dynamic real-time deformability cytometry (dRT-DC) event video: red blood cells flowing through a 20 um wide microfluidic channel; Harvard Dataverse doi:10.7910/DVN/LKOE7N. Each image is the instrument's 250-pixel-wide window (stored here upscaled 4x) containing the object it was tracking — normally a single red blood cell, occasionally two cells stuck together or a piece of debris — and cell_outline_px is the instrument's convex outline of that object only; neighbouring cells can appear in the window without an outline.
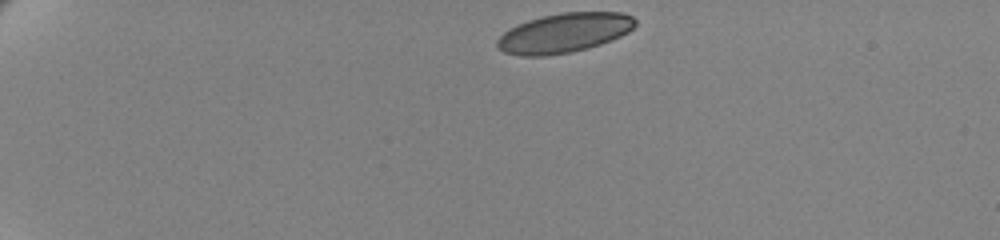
{"species": "human", "species_latin": "Homo sapiens", "temperature_condition": "cold", "stored_images_in_passage": 48, "camera_frame_rate_fps": 3000, "um_per_image_px": 0.085, "donor": {"sex": "female"}, "frame": {"image": 1, "passage_image": 1, "time_ms": 0.0, "image_size_px": [1000, 240], "cell_outline_px": [[636, 24], [628, 32], [620, 36], [600, 44], [588, 48], [572, 52], [544, 56], [520, 56], [504, 52], [496, 48], [496, 40], [504, 32], [528, 20], [560, 12], [620, 12], [632, 16], [636, 20]], "centroid_in_image_um": [47.94, 2.8], "position_along_channel_um": 37.1, "area_um2": 31.67}}
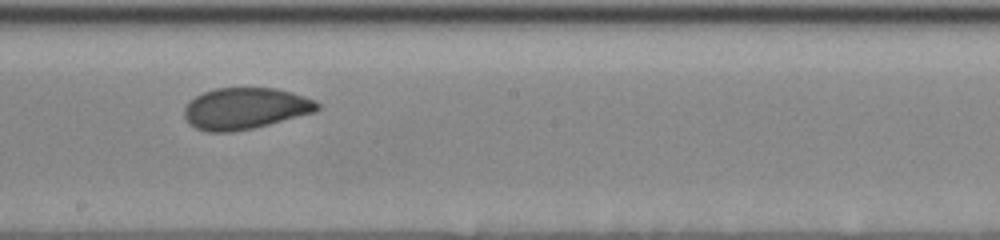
{"frame": {"image": 2, "passage_image": 25, "time_ms": 8.0, "image_size_px": [1000, 240], "cell_outline_px": [[320, 108], [316, 112], [252, 128], [232, 132], [208, 132], [196, 128], [184, 116], [184, 108], [196, 96], [204, 92], [216, 88], [276, 88], [292, 92], [316, 100], [320, 104]], "centroid_in_image_um": [20.89, 9.21], "position_along_channel_um": 227.3, "area_um2": 31.96}}
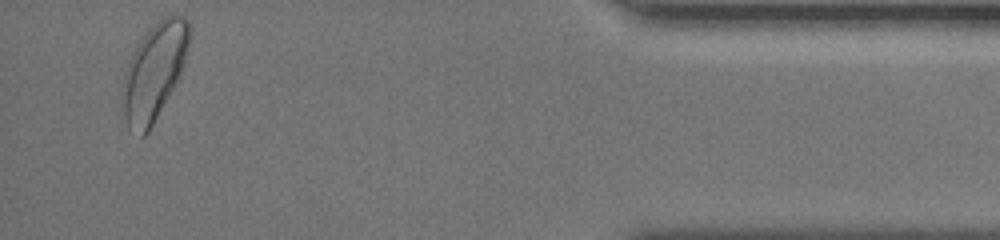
{"frame": {"image": 3, "passage_image": 46, "time_ms": 15.0, "image_size_px": [1000, 240], "cell_outline_px": [[188, 44], [184, 64], [172, 88], [148, 132], [144, 136], [140, 136], [128, 128], [124, 116], [124, 72], [128, 60], [132, 52], [140, 40], [164, 16], [184, 16], [188, 20]], "centroid_in_image_um": [13.08, 6.09], "position_along_channel_um": 422.1, "area_um2": 36.13}, "authors_computed_cell_mechanics": {"area_um2": 32.657, "velocity_mm_per_s": 3.438, "shape_relaxation_time_tau1_ms": 4.2735, "shape_relaxation_time_tau2_ms": 1.1556, "deformation_change_tau1": 0.1074, "deformation_change_tau2": 0.0589}}